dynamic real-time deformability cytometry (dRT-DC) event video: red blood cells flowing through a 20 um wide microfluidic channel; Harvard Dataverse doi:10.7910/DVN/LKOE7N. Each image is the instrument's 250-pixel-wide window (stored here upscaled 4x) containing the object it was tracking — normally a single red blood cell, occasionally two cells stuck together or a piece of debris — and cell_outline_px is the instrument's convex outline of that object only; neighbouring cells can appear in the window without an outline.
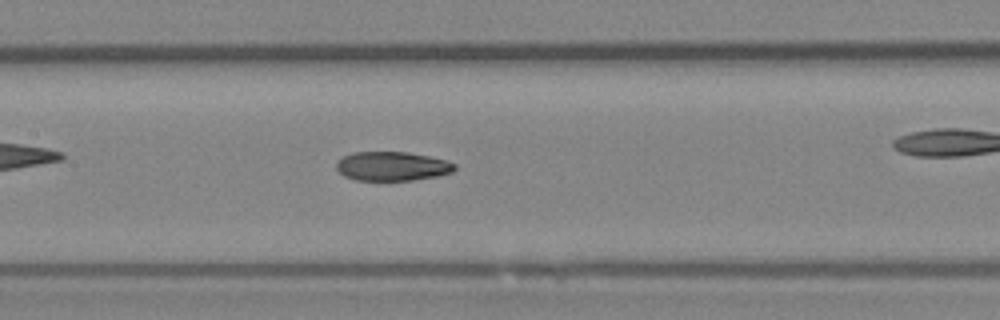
{"species": "Egyptian fruit bat (a non-hibernating species)", "species_latin": "Rousettus aegyptiacus", "temperature_condition": "room temperature", "stored_images_in_passage": 40, "camera_frame_rate_fps": 3000, "um_per_image_px": 0.085, "animal": {"sex": "female"}, "frame": {"image": 1, "passage_image": 23, "time_ms": 7.333, "image_size_px": [1000, 320], "cell_outline_px": [[456, 168], [452, 172], [436, 176], [412, 180], [356, 180], [344, 176], [336, 168], [336, 164], [344, 156], [352, 152], [408, 152], [428, 156], [444, 160], [456, 164]], "centroid_in_image_um": [33.33, 14.13], "position_along_channel_um": 174.1, "area_um2": 19.88}}
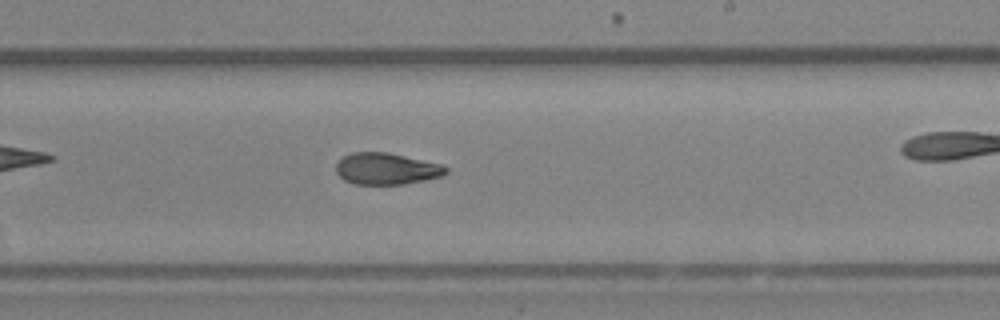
{"frame": {"image": 2, "passage_image": 29, "time_ms": 9.333, "image_size_px": [1000, 320], "cell_outline_px": [[448, 172], [440, 176], [424, 180], [404, 184], [352, 184], [344, 180], [336, 172], [336, 164], [344, 156], [352, 152], [388, 152], [444, 164], [448, 168]], "centroid_in_image_um": [32.86, 14.34], "position_along_channel_um": 256.1, "area_um2": 20.35}}